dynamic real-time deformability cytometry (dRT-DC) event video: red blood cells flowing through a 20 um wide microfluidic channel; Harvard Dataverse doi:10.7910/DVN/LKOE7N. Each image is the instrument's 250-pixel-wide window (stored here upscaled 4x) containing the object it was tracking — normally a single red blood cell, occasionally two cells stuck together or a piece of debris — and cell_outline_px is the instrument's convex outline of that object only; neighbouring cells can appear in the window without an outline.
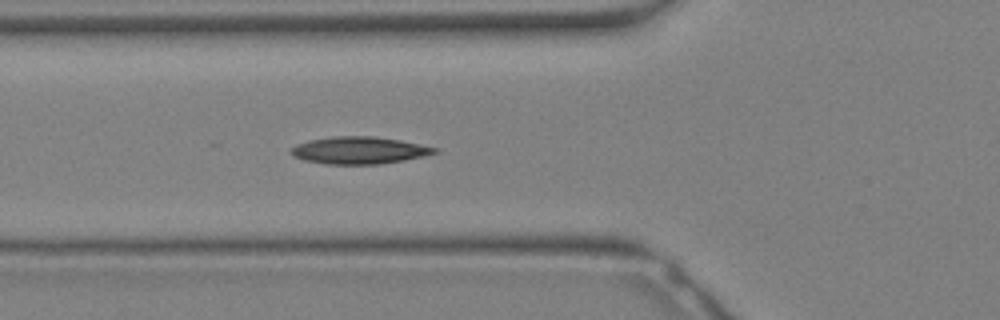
{"species": "Egyptian fruit bat (a non-hibernating species)", "species_latin": "Rousettus aegyptiacus", "temperature_condition": "warm", "stored_images_in_passage": 15, "camera_frame_rate_fps": 3000, "um_per_image_px": 0.085, "animal": {"sex": "female"}, "frame": {"image": 1, "passage_image": 7, "time_ms": 2.0, "image_size_px": [1000, 320], "cell_outline_px": [[440, 152], [404, 160], [380, 164], [324, 164], [304, 160], [292, 156], [292, 148], [296, 144], [308, 140], [332, 136], [372, 136], [400, 140], [440, 148]], "centroid_in_image_um": [30.54, 12.77], "position_along_channel_um": 95.3, "area_um2": 22.83}}
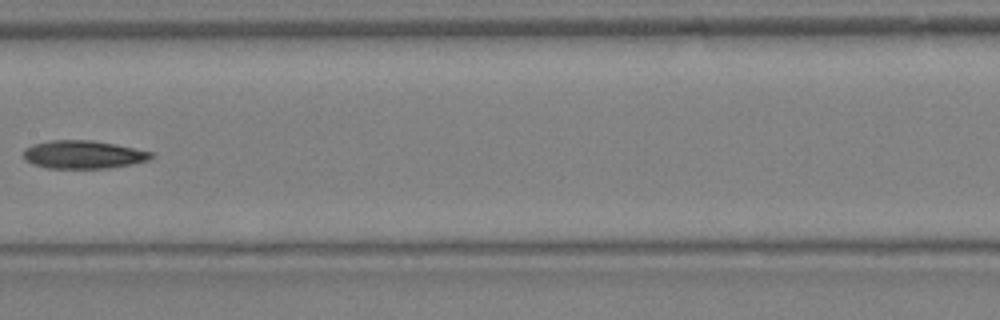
{"frame": {"image": 2, "passage_image": 12, "time_ms": 3.667, "image_size_px": [1000, 320], "cell_outline_px": [[156, 156], [148, 160], [132, 164], [108, 168], [48, 168], [32, 164], [24, 160], [24, 148], [32, 144], [52, 140], [92, 140], [116, 144], [152, 152]], "centroid_in_image_um": [7.07, 13.13], "position_along_channel_um": 200.3, "area_um2": 21.04}}
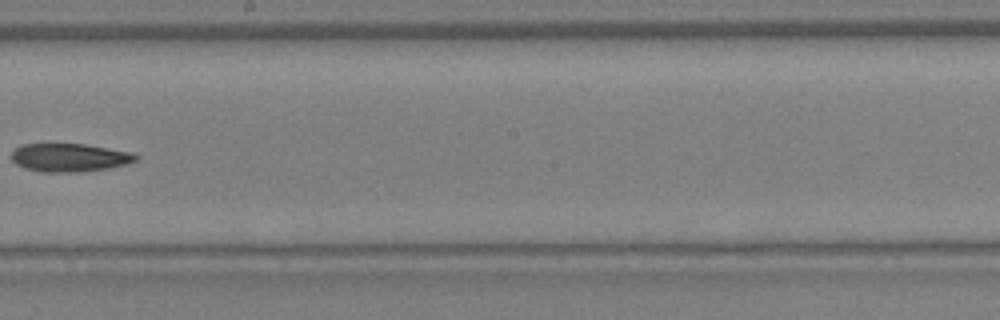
{"frame": {"image": 3, "passage_image": 14, "time_ms": 4.333, "image_size_px": [1000, 320], "cell_outline_px": [[140, 156], [136, 160], [124, 164], [108, 168], [84, 172], [40, 172], [24, 168], [16, 164], [12, 160], [12, 152], [20, 144], [84, 144], [132, 152]], "centroid_in_image_um": [5.89, 13.4], "position_along_channel_um": 242.3, "area_um2": 20.52}}